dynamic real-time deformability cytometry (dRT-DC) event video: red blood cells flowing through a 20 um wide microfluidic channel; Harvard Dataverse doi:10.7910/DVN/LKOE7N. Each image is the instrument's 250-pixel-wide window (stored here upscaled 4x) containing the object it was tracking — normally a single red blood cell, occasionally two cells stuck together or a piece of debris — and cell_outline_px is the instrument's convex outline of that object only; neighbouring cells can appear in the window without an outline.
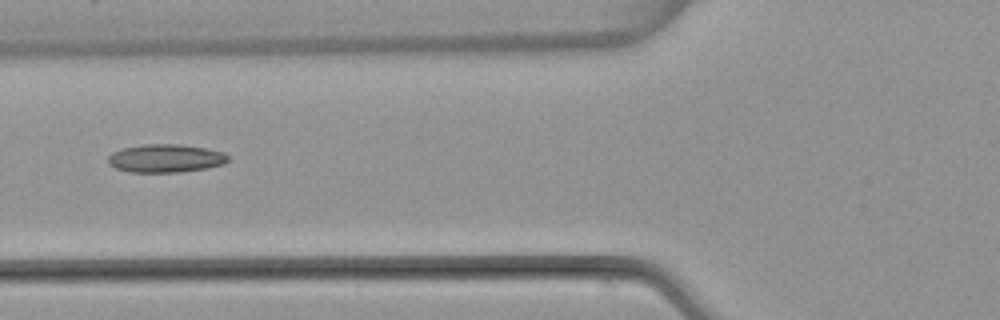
{"species": "common noctule bat (a hibernating species)", "species_latin": "Nyctalus noctula", "temperature_condition": "warm", "stored_images_in_passage": 5, "camera_frame_rate_fps": 3000, "um_per_image_px": 0.085, "animal": {"sex": "female", "body_mass_g": 22.7, "forearm_length_mm": 54.2}, "frame": {"image": 1, "passage_image": 5, "time_ms": 5.667, "image_size_px": [1000, 320], "cell_outline_px": [[228, 160], [224, 164], [208, 168], [180, 172], [132, 172], [116, 168], [108, 164], [108, 156], [112, 152], [124, 148], [144, 144], [180, 144], [204, 148], [224, 152], [228, 156]], "centroid_in_image_um": [14.08, 13.46], "position_along_channel_um": 111.7, "area_um2": 19.71}}